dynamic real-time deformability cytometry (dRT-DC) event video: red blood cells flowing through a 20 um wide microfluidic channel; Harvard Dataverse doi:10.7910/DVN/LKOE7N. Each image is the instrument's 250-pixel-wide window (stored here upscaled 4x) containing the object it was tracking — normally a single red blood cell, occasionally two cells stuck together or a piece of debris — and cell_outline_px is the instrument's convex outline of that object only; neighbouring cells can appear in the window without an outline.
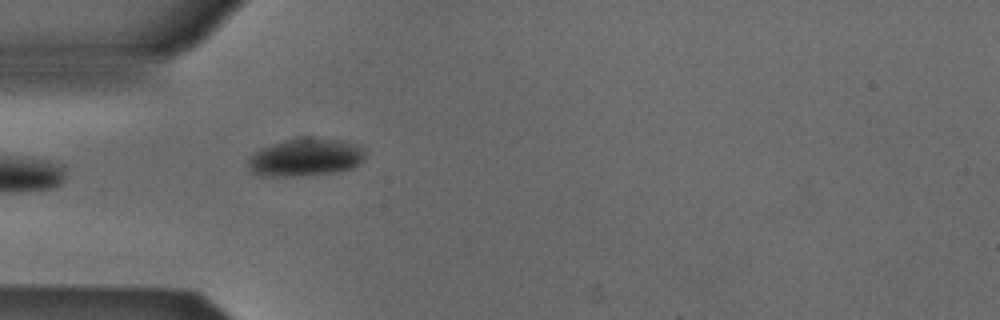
{"species": "Egyptian fruit bat (a non-hibernating species)", "species_latin": "Rousettus aegyptiacus", "temperature_condition": "cold", "stored_images_in_passage": 5, "camera_frame_rate_fps": 3000, "um_per_image_px": 0.085, "animal": {"sex": "male"}, "frame": {"image": 1, "passage_image": 1, "time_ms": 0.0, "image_size_px": [1000, 320], "cell_outline_px": [[364, 160], [360, 164], [352, 168], [336, 172], [304, 176], [260, 176], [252, 172], [248, 168], [248, 160], [260, 148], [284, 140], [304, 136], [312, 136], [340, 140], [360, 148], [364, 152]], "centroid_in_image_um": [25.94, 13.38], "position_along_channel_um": 59.1, "area_um2": 25.89}}